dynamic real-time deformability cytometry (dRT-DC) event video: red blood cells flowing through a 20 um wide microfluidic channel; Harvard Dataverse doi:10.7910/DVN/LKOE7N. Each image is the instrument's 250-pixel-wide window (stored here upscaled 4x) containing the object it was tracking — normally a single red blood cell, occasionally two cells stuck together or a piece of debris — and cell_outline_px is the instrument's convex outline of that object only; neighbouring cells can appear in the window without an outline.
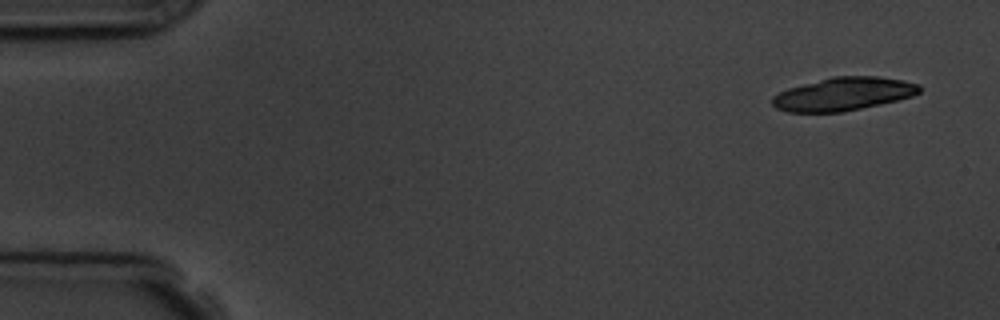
{"species": "common noctule bat (a hibernating species)", "species_latin": "Nyctalus noctula", "temperature_condition": "room temperature", "stored_images_in_passage": 4, "camera_frame_rate_fps": 3000, "um_per_image_px": 0.085, "animal": {"sex": "male", "body_mass_g": 19.5, "forearm_length_mm": 54.6}, "frame": {"image": 1, "passage_image": 1, "time_ms": 0.0, "image_size_px": [1000, 320], "cell_outline_px": [[920, 92], [912, 96], [880, 104], [840, 112], [788, 112], [776, 108], [772, 104], [772, 96], [788, 88], [832, 76], [876, 76], [904, 80], [920, 84]], "centroid_in_image_um": [71.68, 7.98], "position_along_channel_um": 13.3, "area_um2": 28.32}}